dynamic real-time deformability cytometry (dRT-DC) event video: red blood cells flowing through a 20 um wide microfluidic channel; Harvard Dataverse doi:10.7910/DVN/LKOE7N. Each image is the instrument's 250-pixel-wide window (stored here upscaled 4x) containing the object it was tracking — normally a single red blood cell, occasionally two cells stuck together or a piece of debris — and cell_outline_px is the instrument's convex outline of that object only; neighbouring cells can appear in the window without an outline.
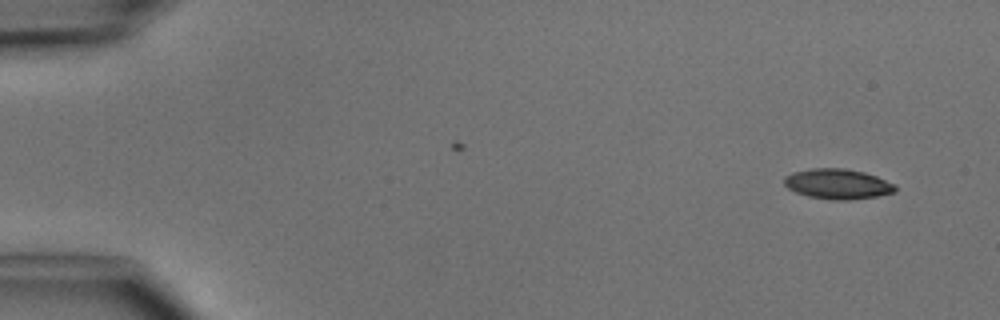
{"species": "common noctule bat (a hibernating species)", "species_latin": "Nyctalus noctula", "temperature_condition": "cold", "stored_images_in_passage": 2, "camera_frame_rate_fps": 3000, "um_per_image_px": 0.085, "animal": {"sex": "male", "body_mass_g": 15.6}, "frame": {"image": 1, "passage_image": 2, "time_ms": 1.333, "image_size_px": [1000, 320], "cell_outline_px": [[896, 192], [876, 196], [848, 200], [828, 200], [808, 196], [796, 192], [788, 188], [784, 184], [784, 176], [792, 172], [812, 168], [844, 168], [864, 172], [876, 176], [896, 184]], "centroid_in_image_um": [71.2, 15.63], "position_along_channel_um": 13.8, "area_um2": 19.65}}